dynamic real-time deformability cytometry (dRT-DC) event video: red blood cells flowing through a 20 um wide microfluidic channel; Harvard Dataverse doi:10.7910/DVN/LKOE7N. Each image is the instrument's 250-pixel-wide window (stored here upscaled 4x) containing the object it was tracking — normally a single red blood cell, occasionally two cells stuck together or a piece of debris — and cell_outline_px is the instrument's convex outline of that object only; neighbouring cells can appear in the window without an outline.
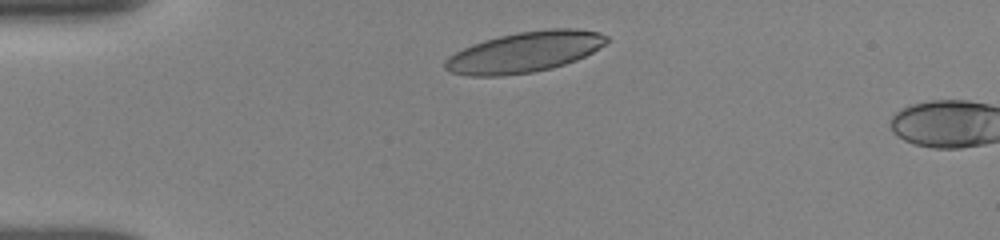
{"species": "human", "species_latin": "Homo sapiens", "temperature_condition": "room temperature", "stored_images_in_passage": 4, "camera_frame_rate_fps": 3000, "um_per_image_px": 0.085, "donor": {"sex": "female"}, "frame": {"image": 1, "passage_image": 1, "time_ms": 0.0, "image_size_px": [1000, 240], "cell_outline_px": [[608, 40], [604, 44], [592, 52], [576, 60], [552, 68], [532, 72], [500, 76], [468, 76], [452, 72], [444, 68], [444, 60], [448, 56], [472, 44], [484, 40], [516, 32], [548, 28], [576, 28], [600, 32], [608, 36]], "centroid_in_image_um": [44.59, 4.42], "position_along_channel_um": 40.4, "area_um2": 38.26}}